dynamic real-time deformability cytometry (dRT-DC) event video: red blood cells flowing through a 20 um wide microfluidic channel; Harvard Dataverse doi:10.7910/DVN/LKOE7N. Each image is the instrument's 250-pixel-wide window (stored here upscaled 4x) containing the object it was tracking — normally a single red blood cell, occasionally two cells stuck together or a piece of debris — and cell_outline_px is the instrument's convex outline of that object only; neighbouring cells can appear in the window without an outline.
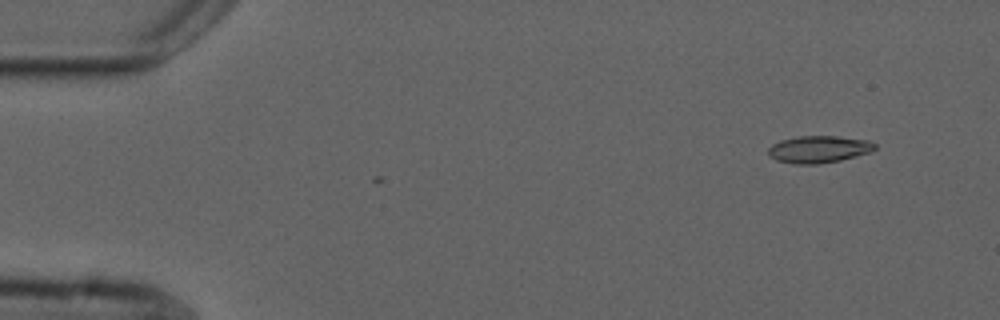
{"species": "common noctule bat (a hibernating species)", "species_latin": "Nyctalus noctula", "temperature_condition": "cold", "stored_images_in_passage": 7, "camera_frame_rate_fps": 3000, "um_per_image_px": 0.085, "animal": {"sex": "male", "forearm_length_mm": 52.5}, "frame": {"image": 1, "passage_image": 1, "time_ms": 0.0, "image_size_px": [1000, 320], "cell_outline_px": [[876, 148], [872, 152], [840, 160], [820, 164], [796, 164], [776, 160], [768, 156], [768, 148], [772, 144], [780, 140], [800, 136], [836, 136], [868, 140], [876, 144]], "centroid_in_image_um": [69.59, 12.69], "position_along_channel_um": 15.4, "area_um2": 16.94}}
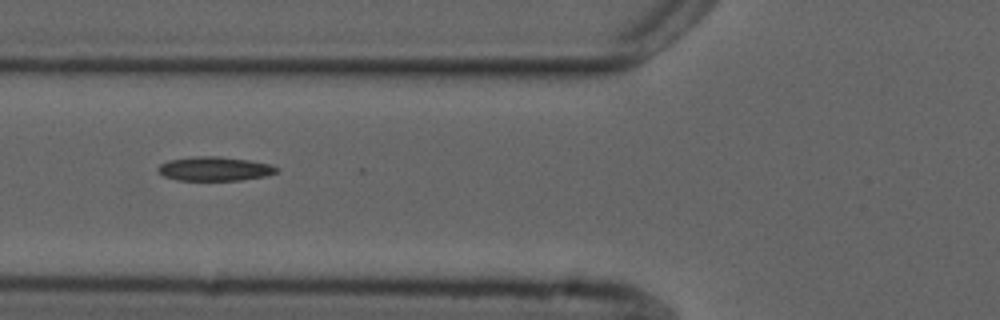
{"frame": {"image": 2, "passage_image": 5, "time_ms": 5.333, "image_size_px": [1000, 320], "cell_outline_px": [[280, 168], [276, 172], [264, 176], [240, 180], [176, 180], [164, 176], [156, 168], [160, 164], [172, 160], [196, 156], [220, 156], [248, 160], [268, 164]], "centroid_in_image_um": [18.23, 14.35], "position_along_channel_um": 107.6, "area_um2": 16.42}}
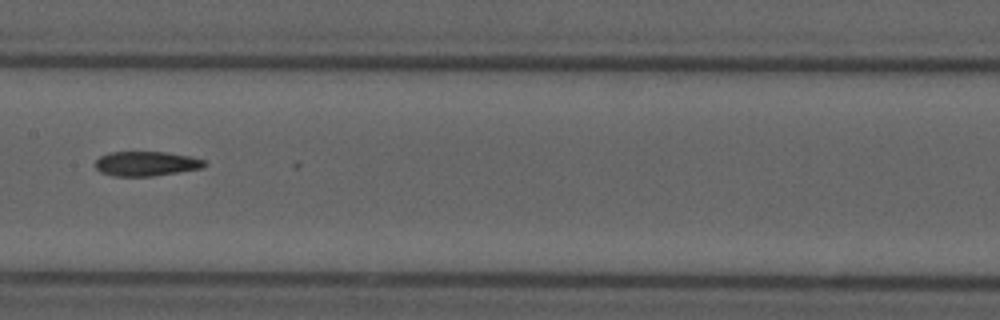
{"frame": {"image": 3, "passage_image": 7, "time_ms": 7.667, "image_size_px": [1000, 320], "cell_outline_px": [[208, 164], [204, 168], [152, 176], [112, 176], [100, 172], [96, 168], [96, 160], [100, 156], [108, 152], [164, 152], [188, 156], [204, 160]], "centroid_in_image_um": [12.42, 13.91], "position_along_channel_um": 195.0, "area_um2": 15.66}}